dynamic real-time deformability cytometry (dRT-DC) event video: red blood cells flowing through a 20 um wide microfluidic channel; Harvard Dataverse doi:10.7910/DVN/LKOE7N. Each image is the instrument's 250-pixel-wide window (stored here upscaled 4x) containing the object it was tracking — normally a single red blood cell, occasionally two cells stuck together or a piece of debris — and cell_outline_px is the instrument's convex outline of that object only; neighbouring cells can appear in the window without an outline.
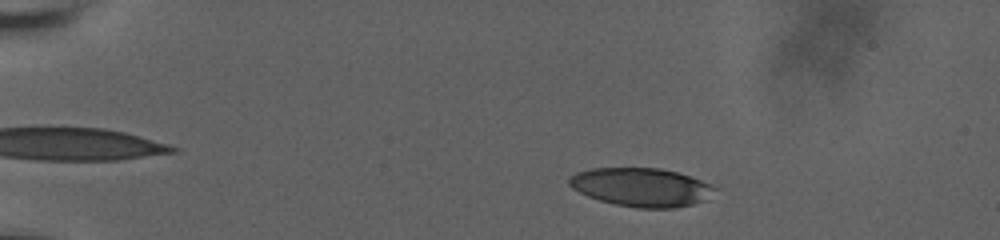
{"species": "human", "species_latin": "Homo sapiens", "temperature_condition": "room temperature", "stored_images_in_passage": 52, "camera_frame_rate_fps": 3000, "um_per_image_px": 0.085, "donor": {"sex": "male"}, "frame": {"image": 1, "passage_image": 7, "time_ms": 2.0, "image_size_px": [1000, 240], "cell_outline_px": [[716, 188], [704, 200], [692, 204], [676, 208], [636, 208], [616, 204], [600, 200], [588, 196], [572, 188], [568, 184], [568, 180], [576, 172], [592, 168], [660, 168], [676, 172], [700, 180]], "centroid_in_image_um": [54.47, 15.91], "position_along_channel_um": 30.5, "area_um2": 32.31}}
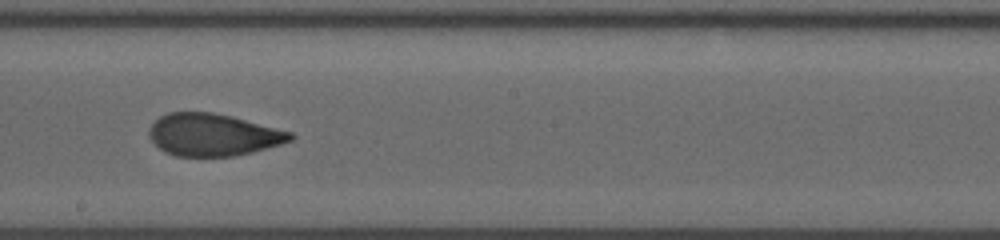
{"frame": {"image": 2, "passage_image": 31, "time_ms": 10.0, "image_size_px": [1000, 240], "cell_outline_px": [[296, 136], [292, 140], [280, 144], [252, 152], [232, 156], [176, 156], [164, 152], [148, 136], [148, 128], [160, 116], [168, 112], [212, 112], [232, 116], [292, 132]], "centroid_in_image_um": [18.1, 11.45], "position_along_channel_um": 230.1, "area_um2": 34.74}}
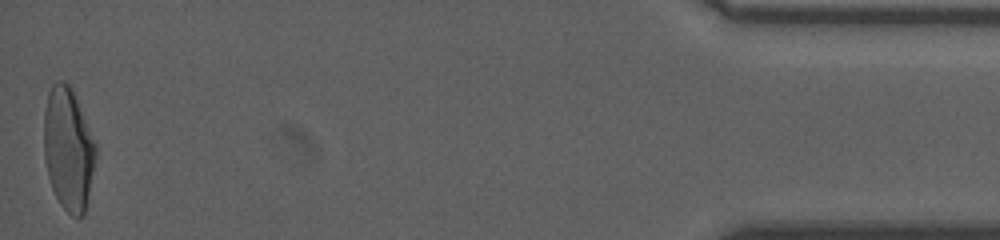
{"frame": {"image": 3, "passage_image": 52, "time_ms": 1684.333, "image_size_px": [1000, 240], "cell_outline_px": [[96, 156], [84, 212], [80, 216], [72, 216], [60, 204], [52, 188], [48, 176], [44, 160], [44, 112], [48, 92], [52, 84], [56, 80], [64, 80], [72, 88], [96, 144]], "centroid_in_image_um": [5.78, 12.61], "position_along_channel_um": 429.4, "area_um2": 36.82}, "authors_computed_cell_mechanics": {"area_um2": 35.1713, "velocity_mm_per_s": 3.6677, "shape_relaxation_time_tau1_ms": 8.1647, "shape_relaxation_time_tau2_ms": 1.2176, "deformation_change_tau1": 0.2416, "deformation_change_tau2": 0.0738}}